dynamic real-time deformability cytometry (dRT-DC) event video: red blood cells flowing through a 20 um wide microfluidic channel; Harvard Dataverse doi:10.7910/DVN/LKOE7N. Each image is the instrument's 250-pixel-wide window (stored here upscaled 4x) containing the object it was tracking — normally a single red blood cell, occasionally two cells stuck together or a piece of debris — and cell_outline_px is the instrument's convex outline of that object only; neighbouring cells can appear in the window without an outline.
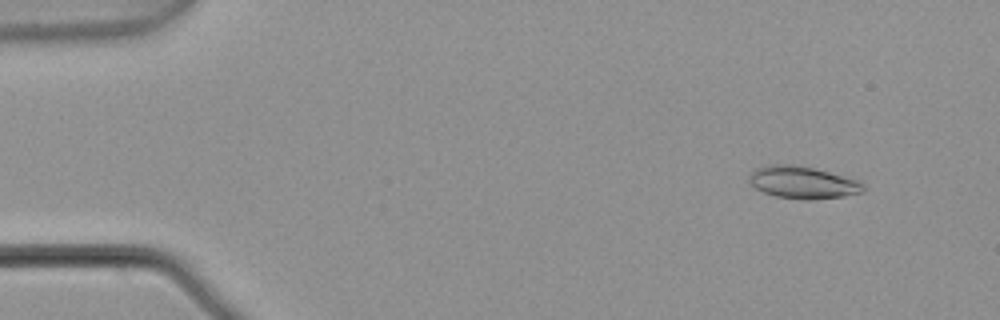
{"species": "common noctule bat (a hibernating species)", "species_latin": "Nyctalus noctula", "temperature_condition": "warm", "stored_images_in_passage": 4, "camera_frame_rate_fps": 3000, "um_per_image_px": 0.085, "animal": {"sex": "male", "body_mass_g": 21.5, "forearm_length_mm": 52.0}, "frame": {"image": 1, "passage_image": 1, "time_ms": 0.0, "image_size_px": [1000, 320], "cell_outline_px": [[864, 192], [844, 196], [812, 200], [804, 200], [776, 196], [764, 192], [756, 188], [748, 180], [748, 176], [756, 168], [768, 164], [792, 164], [812, 168], [860, 180], [864, 184]], "centroid_in_image_um": [68.24, 15.51], "position_along_channel_um": 16.8, "area_um2": 21.5}}
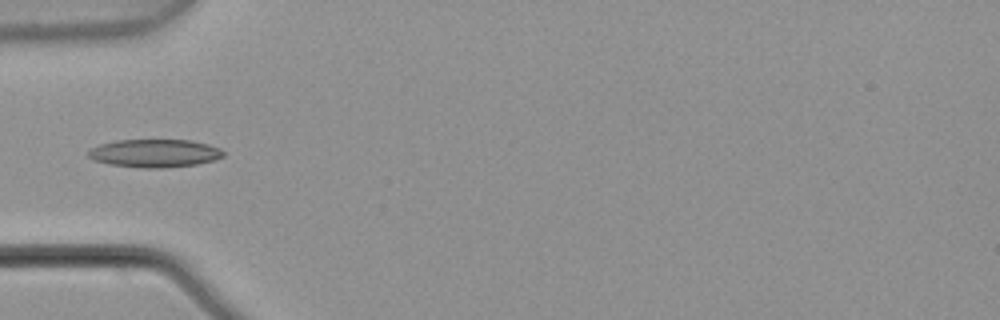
{"frame": {"image": 2, "passage_image": 4, "time_ms": 1.0, "image_size_px": [1000, 320], "cell_outline_px": [[224, 156], [216, 160], [196, 164], [160, 168], [144, 168], [108, 164], [92, 160], [88, 156], [88, 152], [92, 148], [100, 144], [116, 140], [192, 140], [208, 144], [220, 148], [224, 152]], "centroid_in_image_um": [13.15, 13.02], "position_along_channel_um": 71.8, "area_um2": 22.14}}